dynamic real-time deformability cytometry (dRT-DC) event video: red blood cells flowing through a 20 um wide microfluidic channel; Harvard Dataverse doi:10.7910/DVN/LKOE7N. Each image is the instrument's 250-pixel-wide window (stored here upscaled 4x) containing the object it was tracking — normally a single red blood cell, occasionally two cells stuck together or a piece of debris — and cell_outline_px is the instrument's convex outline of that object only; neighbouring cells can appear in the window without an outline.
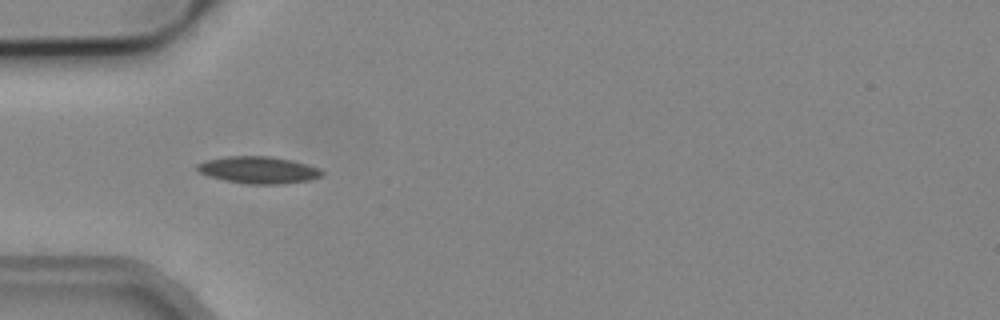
{"species": "common noctule bat (a hibernating species)", "species_latin": "Nyctalus noctula", "temperature_condition": "cold", "stored_images_in_passage": 5, "camera_frame_rate_fps": 3000, "um_per_image_px": 0.085, "animal": {"sex": "male", "body_mass_g": 19.2, "forearm_length_mm": 51.8}, "frame": {"image": 1, "passage_image": 4, "time_ms": 1.0, "image_size_px": [1000, 320], "cell_outline_px": [[324, 176], [312, 180], [284, 184], [248, 184], [224, 180], [208, 176], [200, 172], [196, 168], [196, 164], [208, 160], [228, 156], [272, 156], [292, 160], [316, 168], [324, 172]], "centroid_in_image_um": [21.99, 14.46], "position_along_channel_um": 63.0, "area_um2": 19.65}}